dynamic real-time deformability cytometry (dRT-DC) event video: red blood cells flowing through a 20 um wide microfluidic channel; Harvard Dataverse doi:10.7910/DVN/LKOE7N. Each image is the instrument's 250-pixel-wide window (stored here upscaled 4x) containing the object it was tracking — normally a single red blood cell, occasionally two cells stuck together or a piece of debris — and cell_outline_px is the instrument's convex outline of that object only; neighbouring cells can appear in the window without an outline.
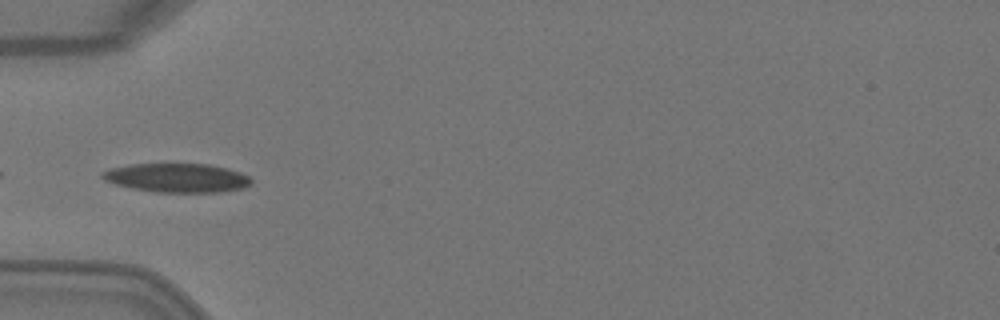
{"species": "Egyptian fruit bat (a non-hibernating species)", "species_latin": "Rousettus aegyptiacus", "temperature_condition": "warm", "stored_images_in_passage": 3, "camera_frame_rate_fps": 3000, "um_per_image_px": 0.085, "animal": {"sex": "female"}, "frame": {"image": 1, "passage_image": 3, "time_ms": 0.667, "image_size_px": [1000, 320], "cell_outline_px": [[252, 184], [244, 188], [220, 192], [156, 192], [132, 188], [116, 184], [104, 180], [100, 176], [100, 172], [112, 168], [128, 164], [208, 164], [228, 168], [240, 172], [248, 176], [252, 180]], "centroid_in_image_um": [15.05, 15.11], "position_along_channel_um": 69.9, "area_um2": 25.2}}